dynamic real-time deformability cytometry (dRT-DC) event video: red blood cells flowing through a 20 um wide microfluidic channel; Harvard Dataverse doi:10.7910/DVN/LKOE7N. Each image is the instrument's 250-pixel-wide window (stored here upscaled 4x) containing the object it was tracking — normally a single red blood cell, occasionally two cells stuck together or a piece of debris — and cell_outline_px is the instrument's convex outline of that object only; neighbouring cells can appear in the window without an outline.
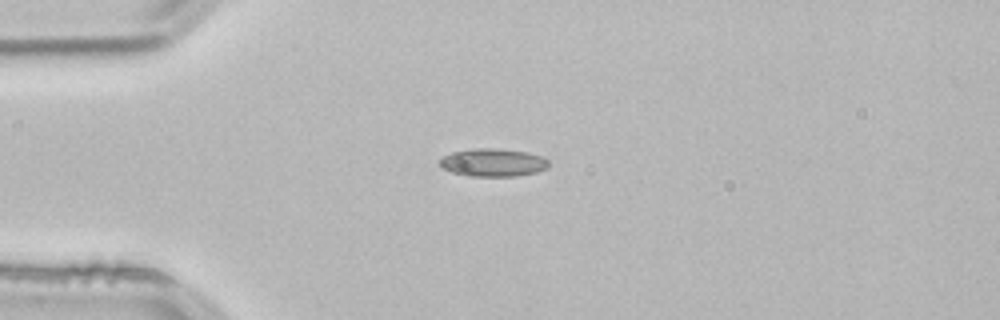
{"species": "common noctule bat (a hibernating species)", "species_latin": "Nyctalus noctula", "temperature_condition": "room temperature", "stored_images_in_passage": 41, "camera_frame_rate_fps": 3000, "um_per_image_px": 0.085, "animal": {"sex": "male", "body_mass_g": 21.5, "forearm_length_mm": 52.0}, "frame": {"image": 1, "passage_image": 1, "time_ms": 0.0, "image_size_px": [1000, 320], "cell_outline_px": [[548, 164], [544, 168], [536, 172], [516, 176], [468, 176], [452, 172], [444, 168], [440, 164], [440, 160], [444, 156], [452, 152], [472, 148], [500, 148], [528, 152], [544, 156], [548, 160]], "centroid_in_image_um": [41.92, 13.8], "position_along_channel_um": 43.1, "area_um2": 17.74}}
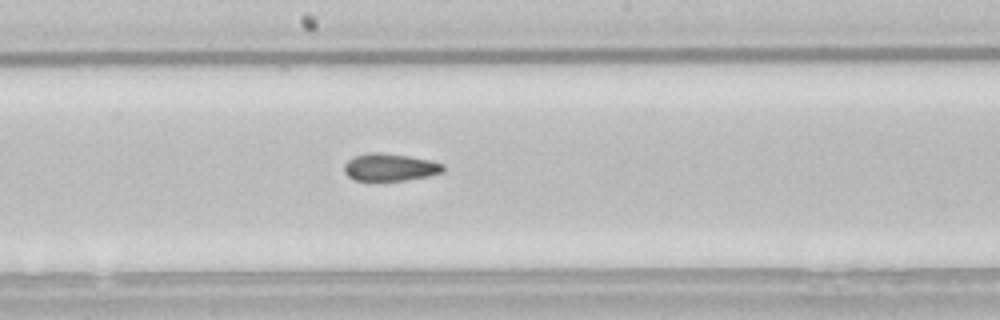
{"frame": {"image": 2, "passage_image": 16, "time_ms": 5.0, "image_size_px": [1000, 320], "cell_outline_px": [[444, 172], [428, 176], [404, 180], [372, 184], [356, 180], [348, 176], [344, 172], [344, 164], [352, 156], [372, 152], [380, 152], [408, 156], [432, 160], [444, 164]], "centroid_in_image_um": [33.11, 14.25], "position_along_channel_um": 215.1, "area_um2": 16.53}}
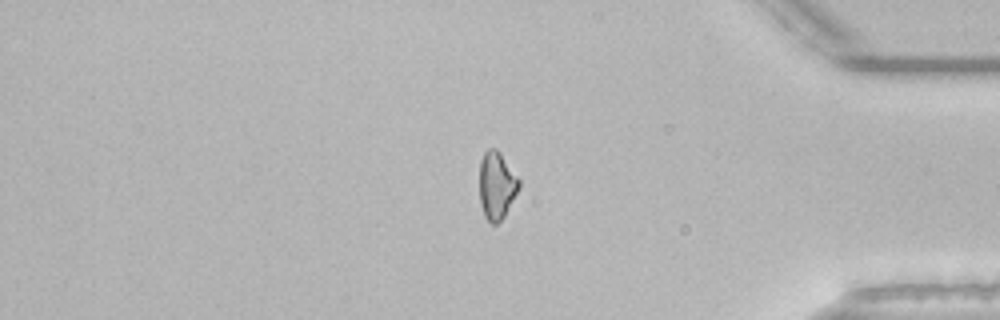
{"frame": {"image": 3, "passage_image": 32, "time_ms": 10.333, "image_size_px": [1000, 320], "cell_outline_px": [[520, 188], [504, 216], [496, 224], [492, 224], [484, 216], [480, 204], [480, 160], [484, 152], [488, 148], [496, 148], [500, 152], [520, 180]], "centroid_in_image_um": [42.22, 15.75], "position_along_channel_um": 393.0, "area_um2": 15.61}, "authors_computed_cell_mechanics": {"area_um2": 15.9528, "velocity_mm_per_s": 3.8566, "shape_relaxation_time_tau1_ms": 10.9379, "shape_relaxation_time_tau2_ms": 4.2348, "deformation_change_tau1": 0.1684, "deformation_change_tau2": 0.1121}}